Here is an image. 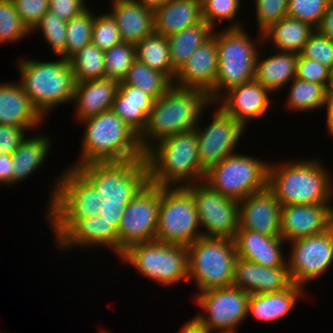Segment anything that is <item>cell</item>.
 Masks as SVG:
<instances>
[{"label": "cell", "instance_id": "obj_1", "mask_svg": "<svg viewBox=\"0 0 333 333\" xmlns=\"http://www.w3.org/2000/svg\"><path fill=\"white\" fill-rule=\"evenodd\" d=\"M214 102L207 89L185 88L173 84L163 96L154 101L147 126L139 136L142 151L146 153L158 141L195 129L204 108ZM150 138L155 140L154 144Z\"/></svg>", "mask_w": 333, "mask_h": 333}, {"label": "cell", "instance_id": "obj_2", "mask_svg": "<svg viewBox=\"0 0 333 333\" xmlns=\"http://www.w3.org/2000/svg\"><path fill=\"white\" fill-rule=\"evenodd\" d=\"M145 159L149 183L160 187H184L202 182L205 177L195 129L161 140L145 153Z\"/></svg>", "mask_w": 333, "mask_h": 333}, {"label": "cell", "instance_id": "obj_3", "mask_svg": "<svg viewBox=\"0 0 333 333\" xmlns=\"http://www.w3.org/2000/svg\"><path fill=\"white\" fill-rule=\"evenodd\" d=\"M80 161L72 168L90 163L144 159L139 136L112 109L86 118ZM76 164V165H75Z\"/></svg>", "mask_w": 333, "mask_h": 333}, {"label": "cell", "instance_id": "obj_4", "mask_svg": "<svg viewBox=\"0 0 333 333\" xmlns=\"http://www.w3.org/2000/svg\"><path fill=\"white\" fill-rule=\"evenodd\" d=\"M329 176L317 160L269 164L268 187L281 206L329 204L333 195Z\"/></svg>", "mask_w": 333, "mask_h": 333}, {"label": "cell", "instance_id": "obj_5", "mask_svg": "<svg viewBox=\"0 0 333 333\" xmlns=\"http://www.w3.org/2000/svg\"><path fill=\"white\" fill-rule=\"evenodd\" d=\"M18 68L23 91L43 117L55 106L73 101L76 81L69 60L22 59Z\"/></svg>", "mask_w": 333, "mask_h": 333}, {"label": "cell", "instance_id": "obj_6", "mask_svg": "<svg viewBox=\"0 0 333 333\" xmlns=\"http://www.w3.org/2000/svg\"><path fill=\"white\" fill-rule=\"evenodd\" d=\"M55 182L47 218L58 241L79 219L99 215L101 198L75 168L65 170Z\"/></svg>", "mask_w": 333, "mask_h": 333}, {"label": "cell", "instance_id": "obj_7", "mask_svg": "<svg viewBox=\"0 0 333 333\" xmlns=\"http://www.w3.org/2000/svg\"><path fill=\"white\" fill-rule=\"evenodd\" d=\"M244 30L241 24L235 22L225 31L216 33L219 64L216 83L211 91L215 101L222 96V89L226 93L255 78L256 59L260 53Z\"/></svg>", "mask_w": 333, "mask_h": 333}, {"label": "cell", "instance_id": "obj_8", "mask_svg": "<svg viewBox=\"0 0 333 333\" xmlns=\"http://www.w3.org/2000/svg\"><path fill=\"white\" fill-rule=\"evenodd\" d=\"M187 251L188 280H195L199 293L232 285L238 258L232 239L201 236Z\"/></svg>", "mask_w": 333, "mask_h": 333}, {"label": "cell", "instance_id": "obj_9", "mask_svg": "<svg viewBox=\"0 0 333 333\" xmlns=\"http://www.w3.org/2000/svg\"><path fill=\"white\" fill-rule=\"evenodd\" d=\"M75 169L94 187L102 203L131 201L149 182L146 159L90 163Z\"/></svg>", "mask_w": 333, "mask_h": 333}, {"label": "cell", "instance_id": "obj_10", "mask_svg": "<svg viewBox=\"0 0 333 333\" xmlns=\"http://www.w3.org/2000/svg\"><path fill=\"white\" fill-rule=\"evenodd\" d=\"M120 257L146 278L166 287L188 280L186 246L156 240L141 242L128 247Z\"/></svg>", "mask_w": 333, "mask_h": 333}, {"label": "cell", "instance_id": "obj_11", "mask_svg": "<svg viewBox=\"0 0 333 333\" xmlns=\"http://www.w3.org/2000/svg\"><path fill=\"white\" fill-rule=\"evenodd\" d=\"M192 194L185 187H160L156 241L189 246L202 236Z\"/></svg>", "mask_w": 333, "mask_h": 333}, {"label": "cell", "instance_id": "obj_12", "mask_svg": "<svg viewBox=\"0 0 333 333\" xmlns=\"http://www.w3.org/2000/svg\"><path fill=\"white\" fill-rule=\"evenodd\" d=\"M268 169L269 163L234 153L211 167L203 182L225 197L240 202L268 186Z\"/></svg>", "mask_w": 333, "mask_h": 333}, {"label": "cell", "instance_id": "obj_13", "mask_svg": "<svg viewBox=\"0 0 333 333\" xmlns=\"http://www.w3.org/2000/svg\"><path fill=\"white\" fill-rule=\"evenodd\" d=\"M159 204L160 186L149 182L129 202L117 230L118 256L131 245L156 239Z\"/></svg>", "mask_w": 333, "mask_h": 333}, {"label": "cell", "instance_id": "obj_14", "mask_svg": "<svg viewBox=\"0 0 333 333\" xmlns=\"http://www.w3.org/2000/svg\"><path fill=\"white\" fill-rule=\"evenodd\" d=\"M191 194L196 206L202 236L234 239L239 229V202L198 182L184 186Z\"/></svg>", "mask_w": 333, "mask_h": 333}, {"label": "cell", "instance_id": "obj_15", "mask_svg": "<svg viewBox=\"0 0 333 333\" xmlns=\"http://www.w3.org/2000/svg\"><path fill=\"white\" fill-rule=\"evenodd\" d=\"M198 295L196 303L206 314L199 313L196 317L213 331L236 333V328L248 316L250 295L238 287L215 288Z\"/></svg>", "mask_w": 333, "mask_h": 333}, {"label": "cell", "instance_id": "obj_16", "mask_svg": "<svg viewBox=\"0 0 333 333\" xmlns=\"http://www.w3.org/2000/svg\"><path fill=\"white\" fill-rule=\"evenodd\" d=\"M287 266L293 284L304 287L307 281L325 273L333 263V226L325 232L290 241Z\"/></svg>", "mask_w": 333, "mask_h": 333}, {"label": "cell", "instance_id": "obj_17", "mask_svg": "<svg viewBox=\"0 0 333 333\" xmlns=\"http://www.w3.org/2000/svg\"><path fill=\"white\" fill-rule=\"evenodd\" d=\"M244 126L220 107L206 128L196 125L198 153L201 168L207 172L223 159L235 153V148L244 133Z\"/></svg>", "mask_w": 333, "mask_h": 333}, {"label": "cell", "instance_id": "obj_18", "mask_svg": "<svg viewBox=\"0 0 333 333\" xmlns=\"http://www.w3.org/2000/svg\"><path fill=\"white\" fill-rule=\"evenodd\" d=\"M280 228L281 205L268 186L239 202V229L281 237Z\"/></svg>", "mask_w": 333, "mask_h": 333}, {"label": "cell", "instance_id": "obj_19", "mask_svg": "<svg viewBox=\"0 0 333 333\" xmlns=\"http://www.w3.org/2000/svg\"><path fill=\"white\" fill-rule=\"evenodd\" d=\"M332 226V205L281 206L280 236L287 242L325 232Z\"/></svg>", "mask_w": 333, "mask_h": 333}, {"label": "cell", "instance_id": "obj_20", "mask_svg": "<svg viewBox=\"0 0 333 333\" xmlns=\"http://www.w3.org/2000/svg\"><path fill=\"white\" fill-rule=\"evenodd\" d=\"M232 285L249 295L286 290L293 285L288 266L263 267L237 258Z\"/></svg>", "mask_w": 333, "mask_h": 333}, {"label": "cell", "instance_id": "obj_21", "mask_svg": "<svg viewBox=\"0 0 333 333\" xmlns=\"http://www.w3.org/2000/svg\"><path fill=\"white\" fill-rule=\"evenodd\" d=\"M218 50L216 32L200 45L180 68L173 83L185 88L214 89L218 75Z\"/></svg>", "mask_w": 333, "mask_h": 333}, {"label": "cell", "instance_id": "obj_22", "mask_svg": "<svg viewBox=\"0 0 333 333\" xmlns=\"http://www.w3.org/2000/svg\"><path fill=\"white\" fill-rule=\"evenodd\" d=\"M270 91L261 86L255 79L231 88L218 99L221 109L244 127L252 119L263 117L270 104Z\"/></svg>", "mask_w": 333, "mask_h": 333}, {"label": "cell", "instance_id": "obj_23", "mask_svg": "<svg viewBox=\"0 0 333 333\" xmlns=\"http://www.w3.org/2000/svg\"><path fill=\"white\" fill-rule=\"evenodd\" d=\"M233 241L238 258L263 267L287 266V260L284 259L281 248L286 241L281 237H271L253 230L238 229Z\"/></svg>", "mask_w": 333, "mask_h": 333}, {"label": "cell", "instance_id": "obj_24", "mask_svg": "<svg viewBox=\"0 0 333 333\" xmlns=\"http://www.w3.org/2000/svg\"><path fill=\"white\" fill-rule=\"evenodd\" d=\"M59 248L68 249L77 246L110 247L118 254L117 230L106 222L102 216L96 215L79 219L58 241Z\"/></svg>", "mask_w": 333, "mask_h": 333}, {"label": "cell", "instance_id": "obj_25", "mask_svg": "<svg viewBox=\"0 0 333 333\" xmlns=\"http://www.w3.org/2000/svg\"><path fill=\"white\" fill-rule=\"evenodd\" d=\"M44 117L33 106L20 83L0 84V124L33 130Z\"/></svg>", "mask_w": 333, "mask_h": 333}, {"label": "cell", "instance_id": "obj_26", "mask_svg": "<svg viewBox=\"0 0 333 333\" xmlns=\"http://www.w3.org/2000/svg\"><path fill=\"white\" fill-rule=\"evenodd\" d=\"M119 81L103 78L76 82L73 101L76 119L80 121L110 110L118 92Z\"/></svg>", "mask_w": 333, "mask_h": 333}, {"label": "cell", "instance_id": "obj_27", "mask_svg": "<svg viewBox=\"0 0 333 333\" xmlns=\"http://www.w3.org/2000/svg\"><path fill=\"white\" fill-rule=\"evenodd\" d=\"M112 11L123 42L136 44L154 32L153 11L135 0H113Z\"/></svg>", "mask_w": 333, "mask_h": 333}, {"label": "cell", "instance_id": "obj_28", "mask_svg": "<svg viewBox=\"0 0 333 333\" xmlns=\"http://www.w3.org/2000/svg\"><path fill=\"white\" fill-rule=\"evenodd\" d=\"M154 101L155 99L149 94L121 81L111 109L140 136L147 126Z\"/></svg>", "mask_w": 333, "mask_h": 333}, {"label": "cell", "instance_id": "obj_29", "mask_svg": "<svg viewBox=\"0 0 333 333\" xmlns=\"http://www.w3.org/2000/svg\"><path fill=\"white\" fill-rule=\"evenodd\" d=\"M154 32L169 36L201 21V0H169L153 11Z\"/></svg>", "mask_w": 333, "mask_h": 333}, {"label": "cell", "instance_id": "obj_30", "mask_svg": "<svg viewBox=\"0 0 333 333\" xmlns=\"http://www.w3.org/2000/svg\"><path fill=\"white\" fill-rule=\"evenodd\" d=\"M304 288L293 284L279 292L253 294L248 301V315L260 321H277L285 317L295 306L297 299L303 297Z\"/></svg>", "mask_w": 333, "mask_h": 333}, {"label": "cell", "instance_id": "obj_31", "mask_svg": "<svg viewBox=\"0 0 333 333\" xmlns=\"http://www.w3.org/2000/svg\"><path fill=\"white\" fill-rule=\"evenodd\" d=\"M299 54L277 51L275 55L259 60L257 55L255 80L271 92L281 89L296 76Z\"/></svg>", "mask_w": 333, "mask_h": 333}, {"label": "cell", "instance_id": "obj_32", "mask_svg": "<svg viewBox=\"0 0 333 333\" xmlns=\"http://www.w3.org/2000/svg\"><path fill=\"white\" fill-rule=\"evenodd\" d=\"M315 30L306 22L286 16L263 33V42L270 39L276 50L300 54Z\"/></svg>", "mask_w": 333, "mask_h": 333}, {"label": "cell", "instance_id": "obj_33", "mask_svg": "<svg viewBox=\"0 0 333 333\" xmlns=\"http://www.w3.org/2000/svg\"><path fill=\"white\" fill-rule=\"evenodd\" d=\"M52 139L47 135H36L25 138L11 155L12 185L27 179L31 173L42 165L50 150Z\"/></svg>", "mask_w": 333, "mask_h": 333}, {"label": "cell", "instance_id": "obj_34", "mask_svg": "<svg viewBox=\"0 0 333 333\" xmlns=\"http://www.w3.org/2000/svg\"><path fill=\"white\" fill-rule=\"evenodd\" d=\"M213 28L204 20L178 33L167 36L171 64L177 72L191 54L213 34Z\"/></svg>", "mask_w": 333, "mask_h": 333}, {"label": "cell", "instance_id": "obj_35", "mask_svg": "<svg viewBox=\"0 0 333 333\" xmlns=\"http://www.w3.org/2000/svg\"><path fill=\"white\" fill-rule=\"evenodd\" d=\"M135 54L138 61L162 72L174 81L177 72L172 67L168 40L165 36L153 32L135 44Z\"/></svg>", "mask_w": 333, "mask_h": 333}, {"label": "cell", "instance_id": "obj_36", "mask_svg": "<svg viewBox=\"0 0 333 333\" xmlns=\"http://www.w3.org/2000/svg\"><path fill=\"white\" fill-rule=\"evenodd\" d=\"M122 82L126 85L137 87L155 100L163 96L174 84L167 75L149 68L137 59Z\"/></svg>", "mask_w": 333, "mask_h": 333}, {"label": "cell", "instance_id": "obj_37", "mask_svg": "<svg viewBox=\"0 0 333 333\" xmlns=\"http://www.w3.org/2000/svg\"><path fill=\"white\" fill-rule=\"evenodd\" d=\"M76 82L105 78L104 51L92 42L69 59Z\"/></svg>", "mask_w": 333, "mask_h": 333}, {"label": "cell", "instance_id": "obj_38", "mask_svg": "<svg viewBox=\"0 0 333 333\" xmlns=\"http://www.w3.org/2000/svg\"><path fill=\"white\" fill-rule=\"evenodd\" d=\"M287 105L294 111H309L322 108L326 87L321 84L294 78L291 82Z\"/></svg>", "mask_w": 333, "mask_h": 333}, {"label": "cell", "instance_id": "obj_39", "mask_svg": "<svg viewBox=\"0 0 333 333\" xmlns=\"http://www.w3.org/2000/svg\"><path fill=\"white\" fill-rule=\"evenodd\" d=\"M87 8L67 22L65 59L69 60L84 46L91 43L95 15Z\"/></svg>", "mask_w": 333, "mask_h": 333}, {"label": "cell", "instance_id": "obj_40", "mask_svg": "<svg viewBox=\"0 0 333 333\" xmlns=\"http://www.w3.org/2000/svg\"><path fill=\"white\" fill-rule=\"evenodd\" d=\"M136 60L135 45L122 42L104 51L105 78L123 81Z\"/></svg>", "mask_w": 333, "mask_h": 333}, {"label": "cell", "instance_id": "obj_41", "mask_svg": "<svg viewBox=\"0 0 333 333\" xmlns=\"http://www.w3.org/2000/svg\"><path fill=\"white\" fill-rule=\"evenodd\" d=\"M31 33L21 21L12 0H0V43L16 42Z\"/></svg>", "mask_w": 333, "mask_h": 333}, {"label": "cell", "instance_id": "obj_42", "mask_svg": "<svg viewBox=\"0 0 333 333\" xmlns=\"http://www.w3.org/2000/svg\"><path fill=\"white\" fill-rule=\"evenodd\" d=\"M67 22L60 19L55 14L47 11L41 18V21L33 28L43 32L45 40L50 44L52 50L57 56L65 59V43H66Z\"/></svg>", "mask_w": 333, "mask_h": 333}, {"label": "cell", "instance_id": "obj_43", "mask_svg": "<svg viewBox=\"0 0 333 333\" xmlns=\"http://www.w3.org/2000/svg\"><path fill=\"white\" fill-rule=\"evenodd\" d=\"M91 42L103 51L123 42L117 22L111 13H101L97 17L95 15Z\"/></svg>", "mask_w": 333, "mask_h": 333}, {"label": "cell", "instance_id": "obj_44", "mask_svg": "<svg viewBox=\"0 0 333 333\" xmlns=\"http://www.w3.org/2000/svg\"><path fill=\"white\" fill-rule=\"evenodd\" d=\"M332 0H289L287 16L317 28Z\"/></svg>", "mask_w": 333, "mask_h": 333}, {"label": "cell", "instance_id": "obj_45", "mask_svg": "<svg viewBox=\"0 0 333 333\" xmlns=\"http://www.w3.org/2000/svg\"><path fill=\"white\" fill-rule=\"evenodd\" d=\"M259 35L255 39L263 41V33L280 19L287 16L289 0H254ZM261 37V38H260ZM262 40V41H261Z\"/></svg>", "mask_w": 333, "mask_h": 333}, {"label": "cell", "instance_id": "obj_46", "mask_svg": "<svg viewBox=\"0 0 333 333\" xmlns=\"http://www.w3.org/2000/svg\"><path fill=\"white\" fill-rule=\"evenodd\" d=\"M300 55L333 69V41L317 30L310 35Z\"/></svg>", "mask_w": 333, "mask_h": 333}, {"label": "cell", "instance_id": "obj_47", "mask_svg": "<svg viewBox=\"0 0 333 333\" xmlns=\"http://www.w3.org/2000/svg\"><path fill=\"white\" fill-rule=\"evenodd\" d=\"M240 0H201L203 20L214 29L215 21L234 19Z\"/></svg>", "mask_w": 333, "mask_h": 333}, {"label": "cell", "instance_id": "obj_48", "mask_svg": "<svg viewBox=\"0 0 333 333\" xmlns=\"http://www.w3.org/2000/svg\"><path fill=\"white\" fill-rule=\"evenodd\" d=\"M23 24L31 32L49 11L48 0H12Z\"/></svg>", "mask_w": 333, "mask_h": 333}, {"label": "cell", "instance_id": "obj_49", "mask_svg": "<svg viewBox=\"0 0 333 333\" xmlns=\"http://www.w3.org/2000/svg\"><path fill=\"white\" fill-rule=\"evenodd\" d=\"M330 70L318 61L304 58L299 54L295 78L326 87Z\"/></svg>", "mask_w": 333, "mask_h": 333}, {"label": "cell", "instance_id": "obj_50", "mask_svg": "<svg viewBox=\"0 0 333 333\" xmlns=\"http://www.w3.org/2000/svg\"><path fill=\"white\" fill-rule=\"evenodd\" d=\"M24 128L0 124V154L12 155L26 138Z\"/></svg>", "mask_w": 333, "mask_h": 333}, {"label": "cell", "instance_id": "obj_51", "mask_svg": "<svg viewBox=\"0 0 333 333\" xmlns=\"http://www.w3.org/2000/svg\"><path fill=\"white\" fill-rule=\"evenodd\" d=\"M49 11L68 22L85 11L84 0H48Z\"/></svg>", "mask_w": 333, "mask_h": 333}, {"label": "cell", "instance_id": "obj_52", "mask_svg": "<svg viewBox=\"0 0 333 333\" xmlns=\"http://www.w3.org/2000/svg\"><path fill=\"white\" fill-rule=\"evenodd\" d=\"M130 201H107L105 199L99 207V214L103 219L111 223L118 230L119 223L126 211V207Z\"/></svg>", "mask_w": 333, "mask_h": 333}, {"label": "cell", "instance_id": "obj_53", "mask_svg": "<svg viewBox=\"0 0 333 333\" xmlns=\"http://www.w3.org/2000/svg\"><path fill=\"white\" fill-rule=\"evenodd\" d=\"M316 30L333 41V0L330 2Z\"/></svg>", "mask_w": 333, "mask_h": 333}, {"label": "cell", "instance_id": "obj_54", "mask_svg": "<svg viewBox=\"0 0 333 333\" xmlns=\"http://www.w3.org/2000/svg\"><path fill=\"white\" fill-rule=\"evenodd\" d=\"M12 158L10 154H0V182L12 184Z\"/></svg>", "mask_w": 333, "mask_h": 333}, {"label": "cell", "instance_id": "obj_55", "mask_svg": "<svg viewBox=\"0 0 333 333\" xmlns=\"http://www.w3.org/2000/svg\"><path fill=\"white\" fill-rule=\"evenodd\" d=\"M180 333H211L212 330L204 323H202L196 316L186 322L181 328Z\"/></svg>", "mask_w": 333, "mask_h": 333}, {"label": "cell", "instance_id": "obj_56", "mask_svg": "<svg viewBox=\"0 0 333 333\" xmlns=\"http://www.w3.org/2000/svg\"><path fill=\"white\" fill-rule=\"evenodd\" d=\"M152 11L164 6L169 0H135Z\"/></svg>", "mask_w": 333, "mask_h": 333}, {"label": "cell", "instance_id": "obj_57", "mask_svg": "<svg viewBox=\"0 0 333 333\" xmlns=\"http://www.w3.org/2000/svg\"><path fill=\"white\" fill-rule=\"evenodd\" d=\"M323 106L326 107L327 114H333V91L325 92Z\"/></svg>", "mask_w": 333, "mask_h": 333}, {"label": "cell", "instance_id": "obj_58", "mask_svg": "<svg viewBox=\"0 0 333 333\" xmlns=\"http://www.w3.org/2000/svg\"><path fill=\"white\" fill-rule=\"evenodd\" d=\"M327 127L329 133L333 136V114H327Z\"/></svg>", "mask_w": 333, "mask_h": 333}, {"label": "cell", "instance_id": "obj_59", "mask_svg": "<svg viewBox=\"0 0 333 333\" xmlns=\"http://www.w3.org/2000/svg\"><path fill=\"white\" fill-rule=\"evenodd\" d=\"M326 91H333V69L330 70V75L328 77Z\"/></svg>", "mask_w": 333, "mask_h": 333}]
</instances>
